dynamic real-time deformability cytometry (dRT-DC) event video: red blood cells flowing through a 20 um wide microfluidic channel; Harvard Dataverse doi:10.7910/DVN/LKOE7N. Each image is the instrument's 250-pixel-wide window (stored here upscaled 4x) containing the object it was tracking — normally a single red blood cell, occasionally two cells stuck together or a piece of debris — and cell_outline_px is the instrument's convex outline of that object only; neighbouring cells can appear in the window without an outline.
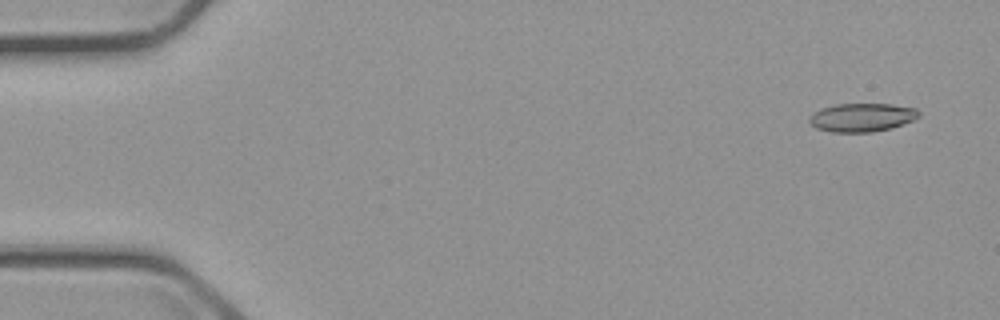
{"species": "common noctule bat (a hibernating species)", "species_latin": "Nyctalus noctula", "temperature_condition": "cold", "stored_images_in_passage": 6, "camera_frame_rate_fps": 3000, "um_per_image_px": 0.085, "animal": {"sex": "male", "body_mass_g": 23.1, "forearm_length_mm": 52.7}, "frame": {"image": 1, "passage_image": 1, "time_ms": 0.0, "image_size_px": [1000, 320], "cell_outline_px": [[920, 116], [916, 120], [892, 128], [872, 132], [832, 132], [816, 128], [808, 120], [812, 112], [820, 108], [836, 104], [892, 104], [916, 108], [920, 112]], "centroid_in_image_um": [73.29, 9.98], "position_along_channel_um": 11.7, "area_um2": 18.44}}
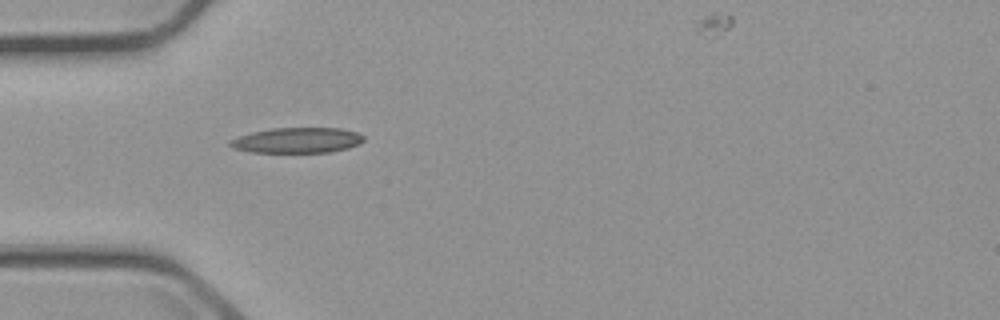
{"frame": {"image": 2, "passage_image": 5, "time_ms": 4.667, "image_size_px": [1000, 320], "cell_outline_px": [[364, 140], [360, 144], [348, 148], [328, 152], [252, 152], [232, 148], [228, 144], [228, 140], [252, 132], [272, 128], [340, 128], [356, 132], [364, 136]], "centroid_in_image_um": [25.25, 11.92], "position_along_channel_um": 59.7, "area_um2": 19.77}}
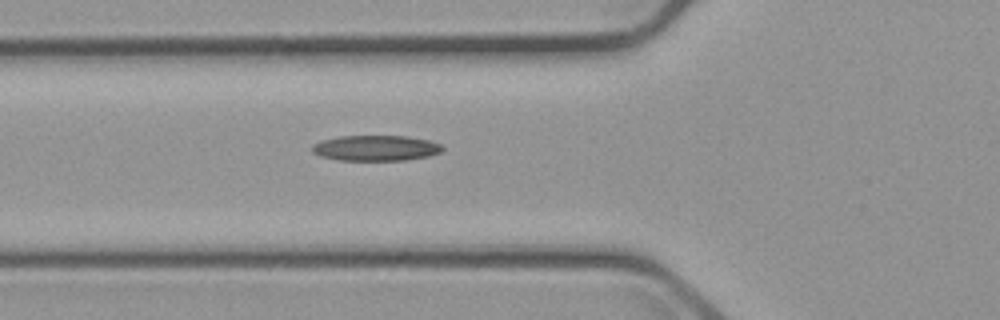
{"frame": {"image": 3, "passage_image": 6, "time_ms": 5.667, "image_size_px": [1000, 320], "cell_outline_px": [[444, 148], [440, 152], [428, 156], [404, 160], [340, 160], [320, 156], [312, 152], [312, 144], [320, 140], [340, 136], [404, 136], [428, 140], [440, 144]], "centroid_in_image_um": [31.9, 12.58], "position_along_channel_um": 93.9, "area_um2": 19.31}}